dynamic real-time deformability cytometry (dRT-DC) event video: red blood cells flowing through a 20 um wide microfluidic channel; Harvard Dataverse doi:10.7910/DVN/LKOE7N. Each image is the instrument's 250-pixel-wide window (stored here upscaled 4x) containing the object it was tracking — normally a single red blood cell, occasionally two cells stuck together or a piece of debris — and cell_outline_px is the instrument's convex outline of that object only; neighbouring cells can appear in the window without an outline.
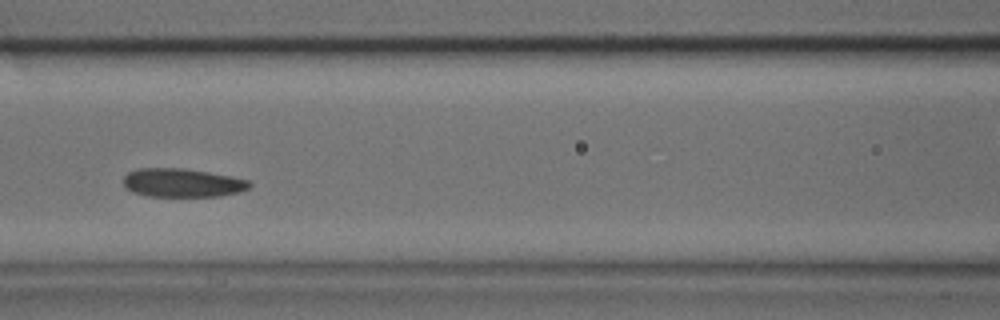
{"species": "common noctule bat (a hibernating species)", "species_latin": "Nyctalus noctula", "temperature_condition": "cold", "stored_images_in_passage": 37, "camera_frame_rate_fps": 3000, "um_per_image_px": 0.085, "animal": {"sex": "male", "body_mass_g": 17.9, "forearm_length_mm": 54.2}, "frame": {"image": 1, "passage_image": 11, "time_ms": 3.333, "image_size_px": [1000, 320], "cell_outline_px": [[252, 184], [248, 188], [240, 192], [220, 196], [148, 196], [132, 192], [124, 188], [124, 176], [128, 172], [140, 168], [184, 168], [232, 176], [248, 180]], "centroid_in_image_um": [15.49, 15.54], "position_along_channel_um": 151.1, "area_um2": 21.1}}